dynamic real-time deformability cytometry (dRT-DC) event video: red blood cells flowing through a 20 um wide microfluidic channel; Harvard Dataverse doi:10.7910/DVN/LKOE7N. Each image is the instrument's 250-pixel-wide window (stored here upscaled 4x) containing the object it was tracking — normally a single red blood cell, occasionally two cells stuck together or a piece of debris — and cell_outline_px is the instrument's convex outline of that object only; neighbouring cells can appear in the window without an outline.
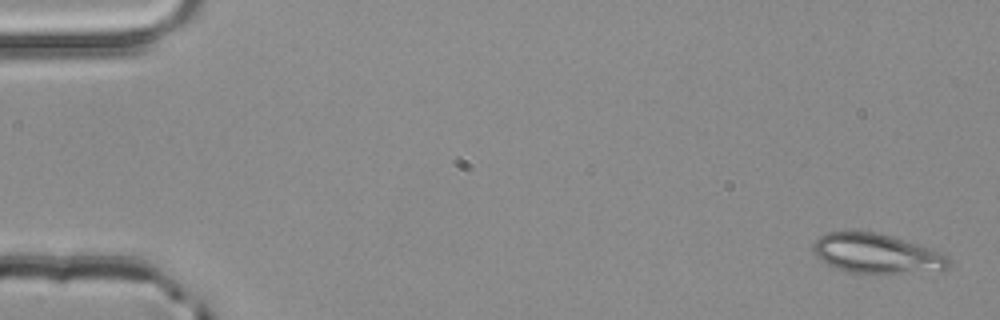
{"species": "common noctule bat (a hibernating species)", "species_latin": "Nyctalus noctula", "temperature_condition": "room temperature", "stored_images_in_passage": 4, "camera_frame_rate_fps": 3000, "um_per_image_px": 0.085, "animal": {"sex": "male", "body_mass_g": 20.4}, "frame": {"image": 1, "passage_image": 1, "time_ms": 0.0, "image_size_px": [1000, 320], "cell_outline_px": [[952, 264], [944, 272], [880, 276], [848, 272], [836, 268], [828, 264], [816, 256], [812, 248], [812, 244], [820, 236], [828, 232], [876, 232], [892, 236], [940, 252], [948, 256], [952, 260]], "centroid_in_image_um": [74.62, 21.63], "position_along_channel_um": 10.4, "area_um2": 32.48}}